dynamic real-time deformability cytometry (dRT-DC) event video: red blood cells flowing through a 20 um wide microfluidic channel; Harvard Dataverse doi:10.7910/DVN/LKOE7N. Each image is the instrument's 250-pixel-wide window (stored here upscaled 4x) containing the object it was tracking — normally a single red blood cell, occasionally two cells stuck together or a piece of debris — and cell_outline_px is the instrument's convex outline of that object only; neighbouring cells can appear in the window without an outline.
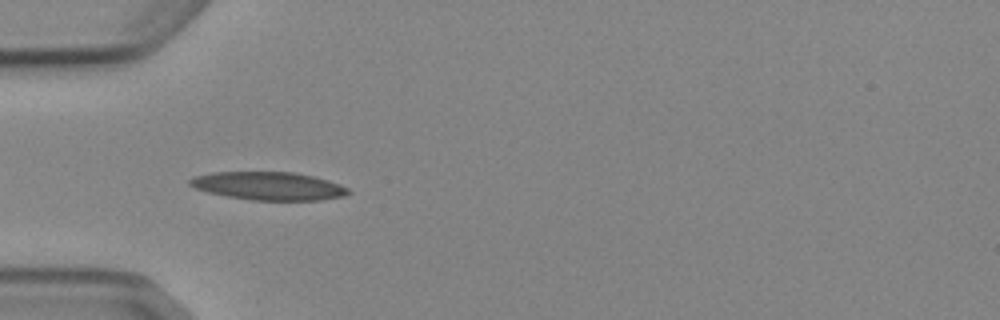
{"species": "Egyptian fruit bat (a non-hibernating species)", "species_latin": "Rousettus aegyptiacus", "temperature_condition": "cold", "stored_images_in_passage": 3, "camera_frame_rate_fps": 3000, "um_per_image_px": 0.085, "animal": {"sex": "female"}, "frame": {"image": 1, "passage_image": 2, "time_ms": 1.333, "image_size_px": [1000, 320], "cell_outline_px": [[352, 192], [344, 196], [320, 200], [252, 200], [228, 196], [208, 192], [196, 188], [188, 184], [188, 180], [192, 176], [212, 172], [292, 172], [312, 176], [328, 180], [340, 184], [348, 188]], "centroid_in_image_um": [22.82, 15.8], "position_along_channel_um": 62.2, "area_um2": 25.95}}
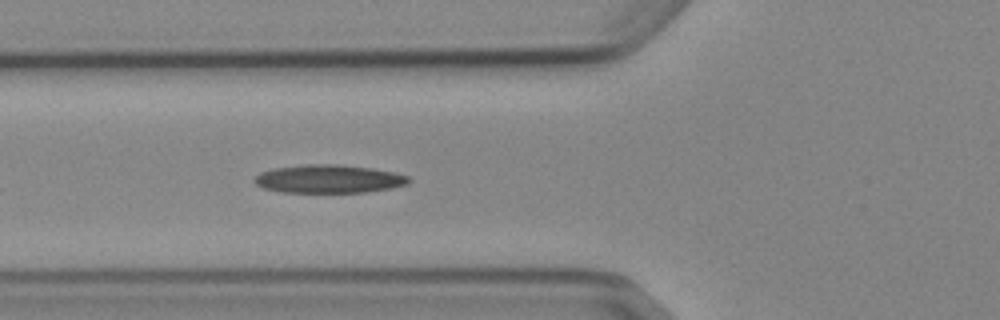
{"frame": {"image": 2, "passage_image": 3, "time_ms": 2.333, "image_size_px": [1000, 320], "cell_outline_px": [[412, 180], [408, 184], [392, 188], [364, 192], [280, 192], [264, 188], [256, 184], [252, 180], [260, 172], [272, 168], [304, 164], [336, 164], [372, 168], [396, 172], [408, 176]], "centroid_in_image_um": [27.95, 15.2], "position_along_channel_um": 97.8, "area_um2": 25.61}}